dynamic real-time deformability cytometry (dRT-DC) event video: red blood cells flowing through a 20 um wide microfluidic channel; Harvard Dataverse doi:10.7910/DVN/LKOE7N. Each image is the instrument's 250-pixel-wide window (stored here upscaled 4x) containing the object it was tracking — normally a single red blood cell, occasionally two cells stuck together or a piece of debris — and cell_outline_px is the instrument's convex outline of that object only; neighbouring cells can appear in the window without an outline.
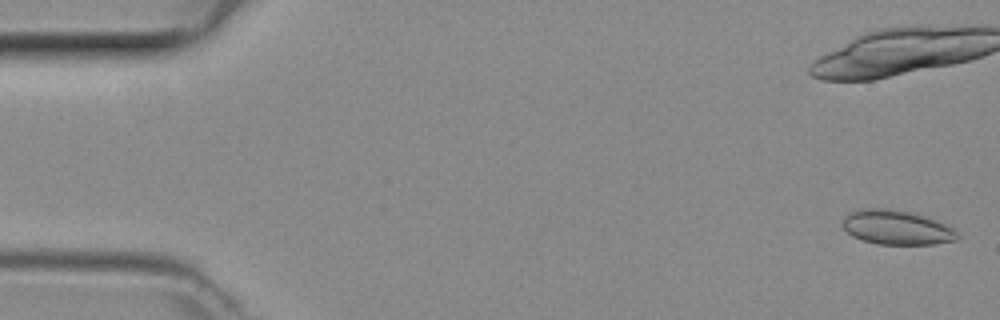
{"species": "common noctule bat (a hibernating species)", "species_latin": "Nyctalus noctula", "temperature_condition": "room temperature", "stored_images_in_passage": 15, "camera_frame_rate_fps": 3000, "um_per_image_px": 0.085, "animal": {"sex": "female", "body_mass_g": 29.2, "forearm_length_mm": 56.3}, "frame": {"image": 1, "passage_image": 1, "time_ms": 0.0, "image_size_px": [1000, 320], "cell_outline_px": [[960, 236], [956, 240], [936, 244], [876, 244], [852, 236], [840, 224], [844, 216], [848, 212], [864, 208], [888, 208], [908, 212], [924, 216], [936, 220], [960, 232]], "centroid_in_image_um": [76.2, 19.33], "position_along_channel_um": 8.8, "area_um2": 23.12}}